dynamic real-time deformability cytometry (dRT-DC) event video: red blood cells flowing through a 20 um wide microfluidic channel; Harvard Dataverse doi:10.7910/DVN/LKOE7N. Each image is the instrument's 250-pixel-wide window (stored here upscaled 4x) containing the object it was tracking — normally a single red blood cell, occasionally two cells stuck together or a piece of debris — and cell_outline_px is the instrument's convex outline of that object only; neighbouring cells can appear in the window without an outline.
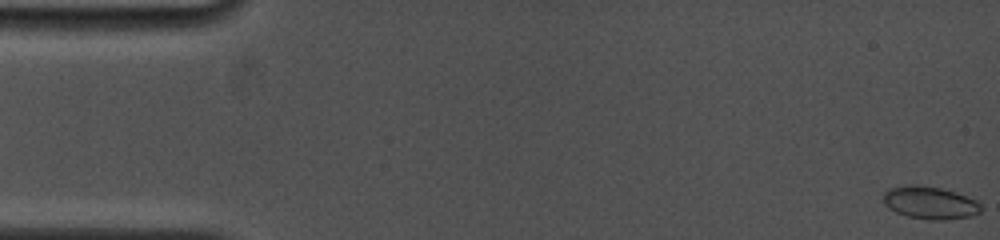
{"species": "common noctule bat (a hibernating species)", "species_latin": "Nyctalus noctula", "temperature_condition": "cold", "stored_images_in_passage": 13, "camera_frame_rate_fps": 5000, "um_per_image_px": 0.085, "animal": {"sex": "female", "body_mass_g": 19.0, "forearm_length_mm": 53.3}, "frame": {"image": 1, "passage_image": 1, "time_ms": 0.0, "image_size_px": [1000, 240], "cell_outline_px": [[984, 208], [980, 212], [972, 216], [944, 220], [928, 220], [908, 216], [896, 212], [888, 208], [884, 204], [880, 196], [888, 188], [904, 184], [916, 184], [940, 188], [956, 192], [976, 200]], "centroid_in_image_um": [79.01, 17.22], "position_along_channel_um": 6.0, "area_um2": 19.02}}
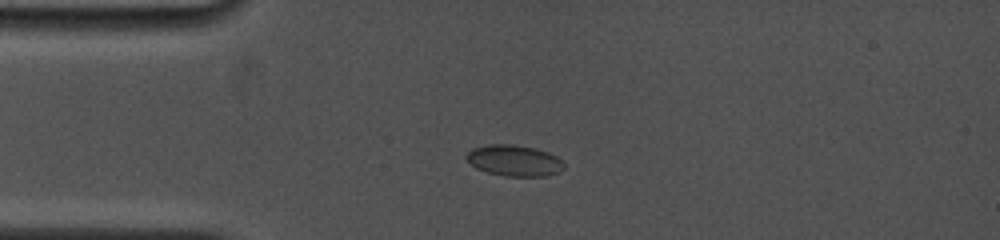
{"frame": {"image": 2, "passage_image": 12, "time_ms": 4.0, "image_size_px": [1000, 240], "cell_outline_px": [[564, 168], [560, 172], [544, 176], [504, 176], [488, 172], [476, 168], [464, 156], [472, 148], [488, 144], [512, 144], [536, 148], [548, 152], [556, 156], [564, 164]], "centroid_in_image_um": [43.71, 13.64], "position_along_channel_um": 41.3, "area_um2": 17.69}}